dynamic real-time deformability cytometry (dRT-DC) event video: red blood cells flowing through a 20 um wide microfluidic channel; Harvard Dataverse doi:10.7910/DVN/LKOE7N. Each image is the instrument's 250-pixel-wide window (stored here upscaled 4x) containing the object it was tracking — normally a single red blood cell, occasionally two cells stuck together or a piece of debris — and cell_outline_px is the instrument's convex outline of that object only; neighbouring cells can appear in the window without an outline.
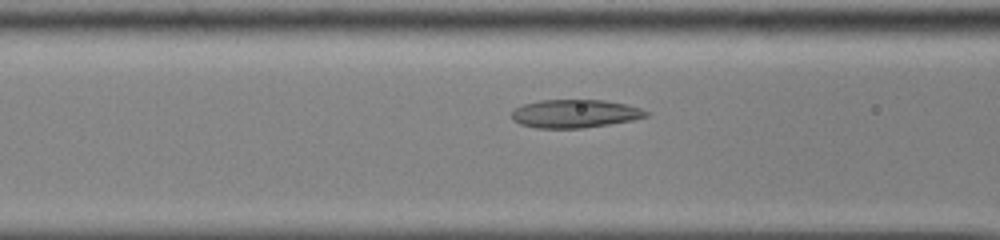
{"species": "common noctule bat (a hibernating species)", "species_latin": "Nyctalus noctula", "temperature_condition": "cold", "stored_images_in_passage": 38, "camera_frame_rate_fps": 3000, "um_per_image_px": 0.085, "animal": {"sex": "male", "body_mass_g": 13.0, "forearm_length_mm": 53.1}, "frame": {"image": 1, "passage_image": 7, "time_ms": 2.0, "image_size_px": [1000, 240], "cell_outline_px": [[648, 116], [632, 120], [584, 128], [536, 128], [520, 124], [512, 120], [512, 112], [516, 108], [524, 104], [540, 100], [604, 100], [624, 104], [640, 108], [648, 112]], "centroid_in_image_um": [48.84, 9.66], "position_along_channel_um": 117.8, "area_um2": 21.96}}
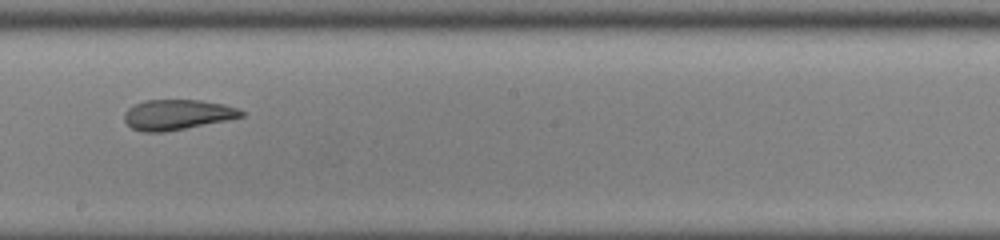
{"frame": {"image": 2, "passage_image": 16, "time_ms": 5.0, "image_size_px": [1000, 240], "cell_outline_px": [[244, 116], [228, 120], [164, 132], [140, 132], [132, 128], [124, 120], [124, 112], [128, 108], [144, 100], [200, 100], [224, 104], [236, 108], [244, 112]], "centroid_in_image_um": [15.05, 9.75], "position_along_channel_um": 233.2, "area_um2": 20.58}}
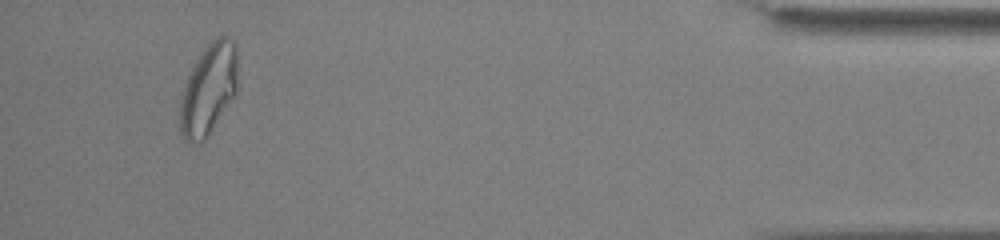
{"frame": {"image": 3, "passage_image": 35, "time_ms": 11.333, "image_size_px": [1000, 240], "cell_outline_px": [[236, 96], [208, 136], [200, 144], [188, 144], [180, 136], [180, 96], [184, 84], [204, 44], [216, 36], [228, 36], [236, 44]], "centroid_in_image_um": [17.71, 7.61], "position_along_channel_um": 417.5, "area_um2": 31.39}, "authors_computed_cell_mechanics": {"area_um2": 22.9466, "velocity_mm_per_s": 3.8487, "shape_relaxation_time_tau1_ms": null, "shape_relaxation_time_tau2_ms": 3.068, "deformation_change_tau1": null, "deformation_change_tau2": 0.0941}}